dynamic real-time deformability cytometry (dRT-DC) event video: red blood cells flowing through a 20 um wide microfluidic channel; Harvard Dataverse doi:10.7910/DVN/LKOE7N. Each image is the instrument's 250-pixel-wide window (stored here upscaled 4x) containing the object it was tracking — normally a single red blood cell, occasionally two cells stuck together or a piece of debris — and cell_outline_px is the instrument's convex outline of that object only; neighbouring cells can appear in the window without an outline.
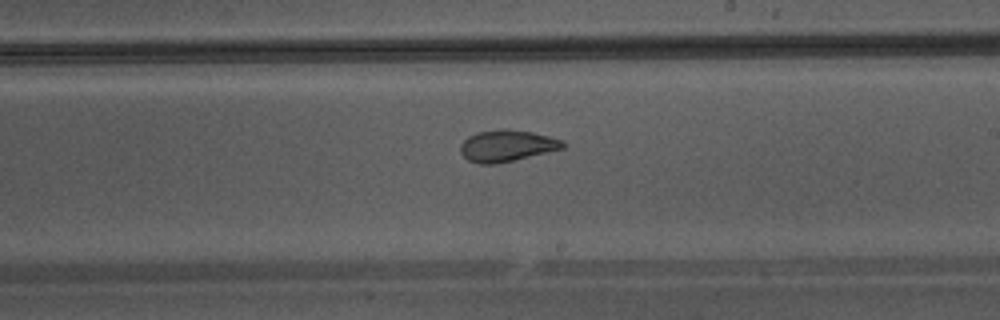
{"species": "Egyptian fruit bat (a non-hibernating species)", "species_latin": "Rousettus aegyptiacus", "temperature_condition": "warm", "stored_images_in_passage": 33, "camera_frame_rate_fps": 3000, "um_per_image_px": 0.085, "animal": {"sex": "male"}, "frame": {"image": 1, "passage_image": 19, "time_ms": 6.0, "image_size_px": [1000, 320], "cell_outline_px": [[568, 144], [564, 148], [496, 164], [480, 164], [468, 160], [460, 152], [460, 144], [468, 136], [476, 132], [532, 132], [548, 136], [560, 140]], "centroid_in_image_um": [43.06, 12.44], "position_along_channel_um": 245.9, "area_um2": 17.98}}